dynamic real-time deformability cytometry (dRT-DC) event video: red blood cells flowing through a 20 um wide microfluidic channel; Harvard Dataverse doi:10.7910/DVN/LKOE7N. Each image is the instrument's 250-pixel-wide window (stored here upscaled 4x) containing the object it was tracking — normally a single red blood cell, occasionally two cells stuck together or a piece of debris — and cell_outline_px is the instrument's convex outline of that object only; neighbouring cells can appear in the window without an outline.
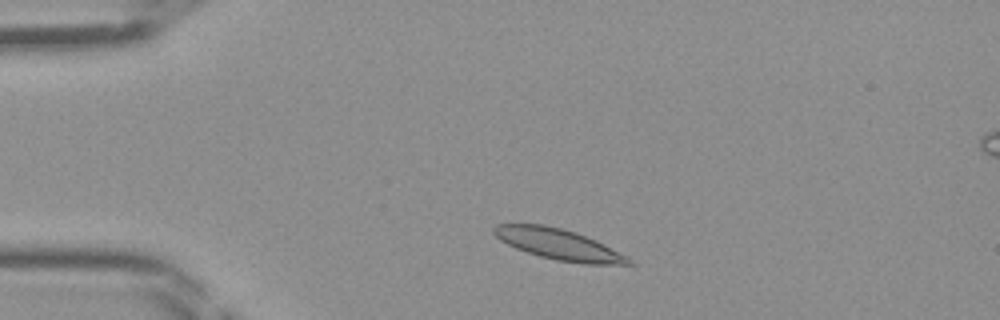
{"species": "Egyptian fruit bat (a non-hibernating species)", "species_latin": "Rousettus aegyptiacus", "temperature_condition": "room temperature", "stored_images_in_passage": 41, "camera_frame_rate_fps": 3000, "um_per_image_px": 0.085, "frame": {"image": 1, "passage_image": 5, "time_ms": 1.333, "image_size_px": [1000, 320], "cell_outline_px": [[636, 264], [584, 264], [556, 260], [540, 256], [516, 248], [500, 240], [492, 232], [492, 228], [496, 224], [544, 224], [576, 232], [596, 240], [628, 256]], "centroid_in_image_um": [47.5, 20.76], "position_along_channel_um": 37.5, "area_um2": 24.16}}
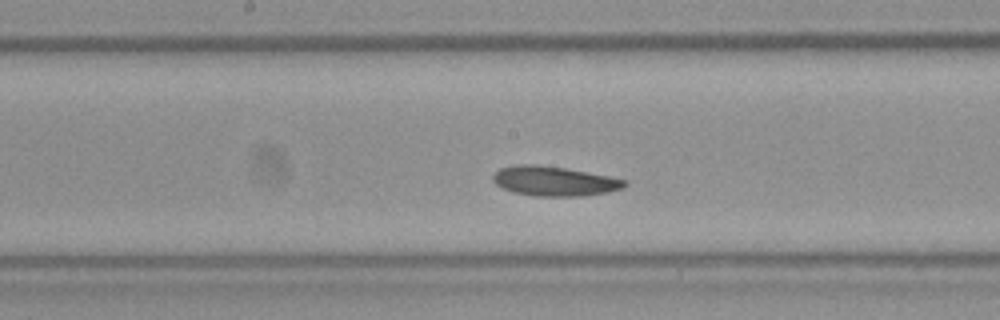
{"frame": {"image": 2, "passage_image": 19, "time_ms": 6.0, "image_size_px": [1000, 320], "cell_outline_px": [[628, 184], [620, 188], [608, 192], [580, 196], [536, 196], [512, 192], [496, 184], [492, 180], [492, 176], [500, 168], [512, 164], [536, 164], [564, 168], [608, 176], [624, 180]], "centroid_in_image_um": [47.05, 15.39], "position_along_channel_um": 201.2, "area_um2": 22.54}}
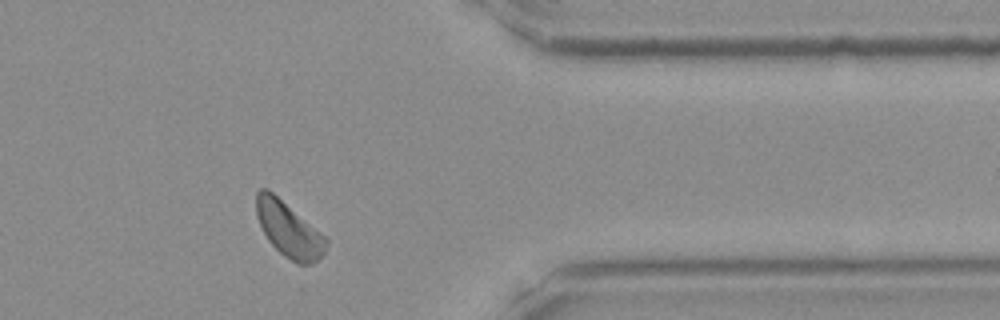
{"frame": {"image": 3, "passage_image": 33, "time_ms": 10.667, "image_size_px": [1000, 320], "cell_outline_px": [[328, 244], [324, 252], [312, 264], [296, 264], [284, 256], [268, 240], [256, 216], [256, 192], [260, 188], [268, 188], [320, 232], [328, 240]], "centroid_in_image_um": [24.53, 19.5], "position_along_channel_um": 386.9, "area_um2": 22.14}}